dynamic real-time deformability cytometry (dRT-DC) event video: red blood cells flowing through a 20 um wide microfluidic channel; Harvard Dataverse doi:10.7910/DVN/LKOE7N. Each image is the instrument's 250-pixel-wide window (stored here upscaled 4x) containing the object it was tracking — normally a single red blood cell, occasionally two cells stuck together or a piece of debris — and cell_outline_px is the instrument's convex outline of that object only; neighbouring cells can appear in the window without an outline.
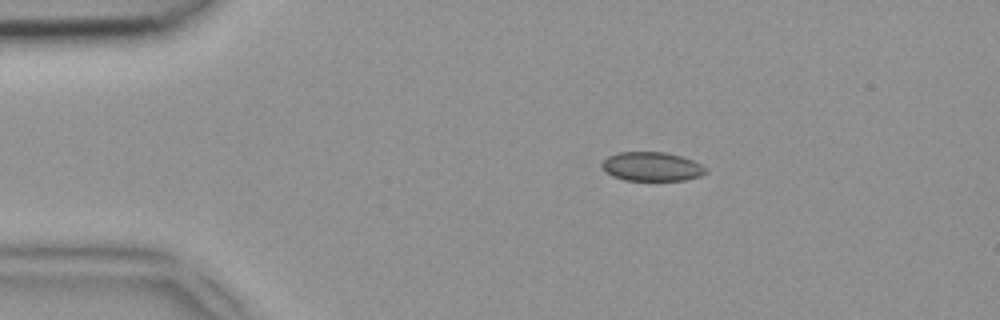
{"species": "common noctule bat (a hibernating species)", "species_latin": "Nyctalus noctula", "temperature_condition": "room temperature", "stored_images_in_passage": 42, "camera_frame_rate_fps": 3000, "um_per_image_px": 0.085, "animal": {"sex": "female", "body_mass_g": 18.4}, "frame": {"image": 1, "passage_image": 2, "time_ms": 0.333, "image_size_px": [1000, 320], "cell_outline_px": [[708, 172], [700, 176], [684, 180], [624, 180], [612, 176], [604, 172], [600, 168], [600, 164], [608, 156], [620, 152], [664, 152], [680, 156], [692, 160], [708, 168]], "centroid_in_image_um": [55.37, 14.16], "position_along_channel_um": 29.6, "area_um2": 17.69}}
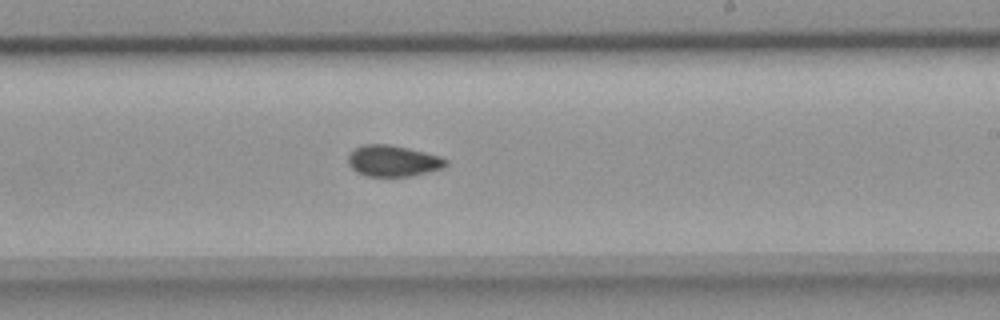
{"frame": {"image": 2, "passage_image": 22, "time_ms": 7.0, "image_size_px": [1000, 320], "cell_outline_px": [[448, 164], [444, 168], [408, 176], [368, 176], [356, 172], [348, 164], [348, 156], [356, 148], [364, 144], [388, 144], [408, 148], [440, 156], [448, 160]], "centroid_in_image_um": [33.41, 13.67], "position_along_channel_um": 255.6, "area_um2": 17.63}}
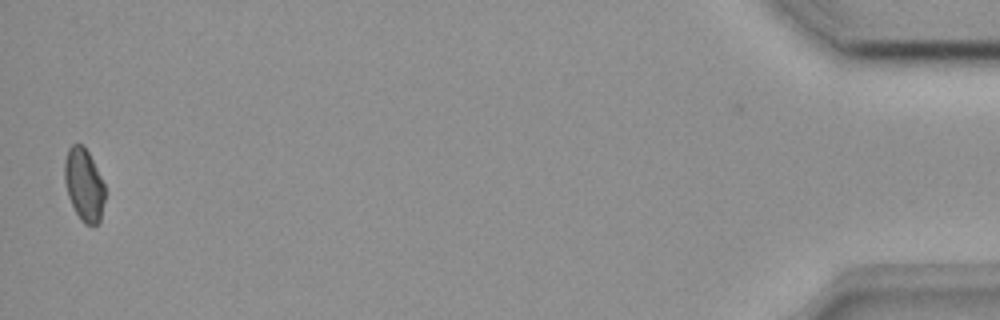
{"frame": {"image": 3, "passage_image": 41, "time_ms": 13.333, "image_size_px": [1000, 320], "cell_outline_px": [[104, 200], [100, 220], [96, 224], [84, 224], [80, 220], [68, 196], [64, 180], [64, 160], [68, 148], [72, 144], [84, 144], [104, 184]], "centroid_in_image_um": [7.11, 15.68], "position_along_channel_um": 428.1, "area_um2": 16.94}}